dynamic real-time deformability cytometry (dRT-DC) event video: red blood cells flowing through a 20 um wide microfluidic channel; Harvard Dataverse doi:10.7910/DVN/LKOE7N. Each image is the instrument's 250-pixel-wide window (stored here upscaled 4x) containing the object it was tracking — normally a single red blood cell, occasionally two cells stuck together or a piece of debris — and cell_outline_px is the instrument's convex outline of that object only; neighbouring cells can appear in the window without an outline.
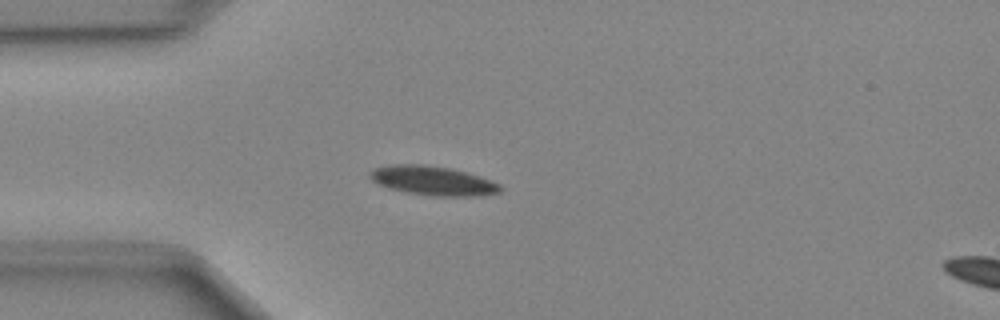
{"species": "Egyptian fruit bat (a non-hibernating species)", "species_latin": "Rousettus aegyptiacus", "temperature_condition": "cold", "stored_images_in_passage": 37, "camera_frame_rate_fps": 3000, "um_per_image_px": 0.085, "animal": {"sex": "female"}, "frame": {"image": 1, "passage_image": 1, "time_ms": 0.0, "image_size_px": [1000, 320], "cell_outline_px": [[504, 188], [500, 192], [480, 196], [436, 196], [408, 192], [388, 188], [372, 180], [368, 176], [368, 172], [372, 168], [388, 164], [424, 164], [448, 168], [468, 172], [480, 176], [500, 184]], "centroid_in_image_um": [36.79, 15.35], "position_along_channel_um": 48.2, "area_um2": 22.37}}
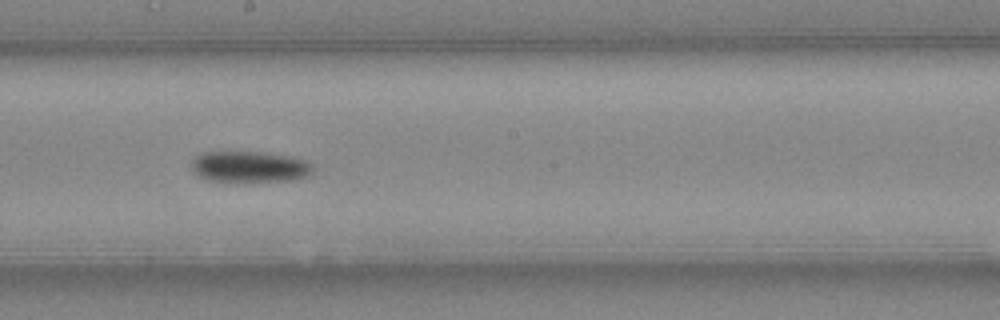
{"frame": {"image": 2, "passage_image": 15, "time_ms": 4.667, "image_size_px": [1000, 320], "cell_outline_px": [[312, 172], [308, 176], [292, 180], [208, 180], [200, 176], [192, 168], [192, 160], [200, 152], [264, 152], [292, 156], [304, 160], [312, 164]], "centroid_in_image_um": [21.24, 14.14], "position_along_channel_um": 227.0, "area_um2": 21.56}}
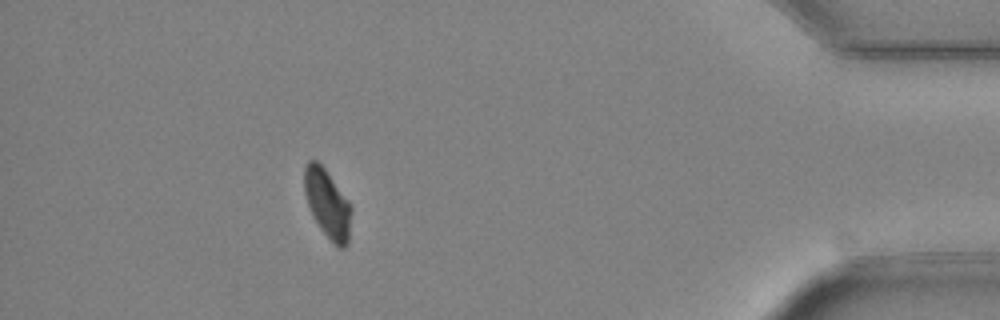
{"frame": {"image": 3, "passage_image": 32, "time_ms": 10.333, "image_size_px": [1000, 320], "cell_outline_px": [[352, 212], [348, 244], [344, 248], [340, 248], [320, 228], [312, 216], [304, 192], [304, 164], [308, 160], [316, 160], [324, 168], [348, 200], [352, 208]], "centroid_in_image_um": [27.83, 17.29], "position_along_channel_um": 407.4, "area_um2": 18.67}}